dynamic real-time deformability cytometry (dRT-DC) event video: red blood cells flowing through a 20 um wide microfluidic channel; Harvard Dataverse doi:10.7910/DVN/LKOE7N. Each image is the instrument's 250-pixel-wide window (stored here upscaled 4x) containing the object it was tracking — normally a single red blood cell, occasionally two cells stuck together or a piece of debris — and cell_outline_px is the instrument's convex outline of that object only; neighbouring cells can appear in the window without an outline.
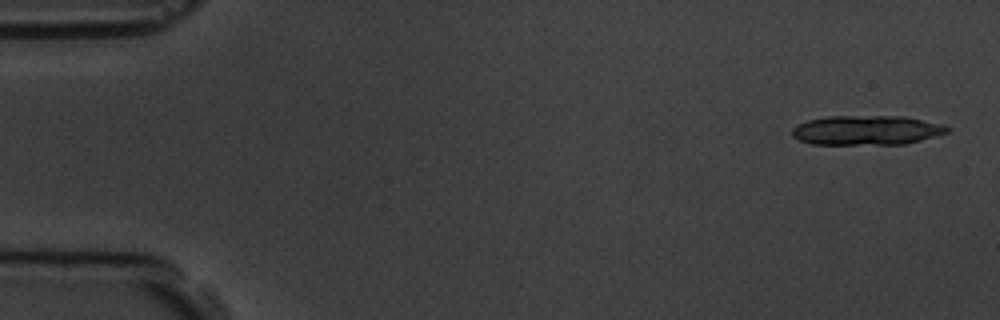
{"species": "common noctule bat (a hibernating species)", "species_latin": "Nyctalus noctula", "temperature_condition": "room temperature", "stored_images_in_passage": 13, "segment_of_instrument_passage": [1, 2], "camera_frame_rate_fps": 3000, "um_per_image_px": 0.085, "animal": {"sex": "male", "body_mass_g": 19.5, "forearm_length_mm": 54.6}, "frame": {"image": 1, "passage_image": 1, "time_ms": 0.0, "image_size_px": [1000, 320], "cell_outline_px": [[948, 132], [936, 136], [904, 144], [812, 144], [800, 140], [792, 136], [792, 128], [796, 124], [808, 120], [828, 116], [904, 116], [944, 124], [948, 128]], "centroid_in_image_um": [73.65, 11.06], "position_along_channel_um": 11.4, "area_um2": 26.7}}